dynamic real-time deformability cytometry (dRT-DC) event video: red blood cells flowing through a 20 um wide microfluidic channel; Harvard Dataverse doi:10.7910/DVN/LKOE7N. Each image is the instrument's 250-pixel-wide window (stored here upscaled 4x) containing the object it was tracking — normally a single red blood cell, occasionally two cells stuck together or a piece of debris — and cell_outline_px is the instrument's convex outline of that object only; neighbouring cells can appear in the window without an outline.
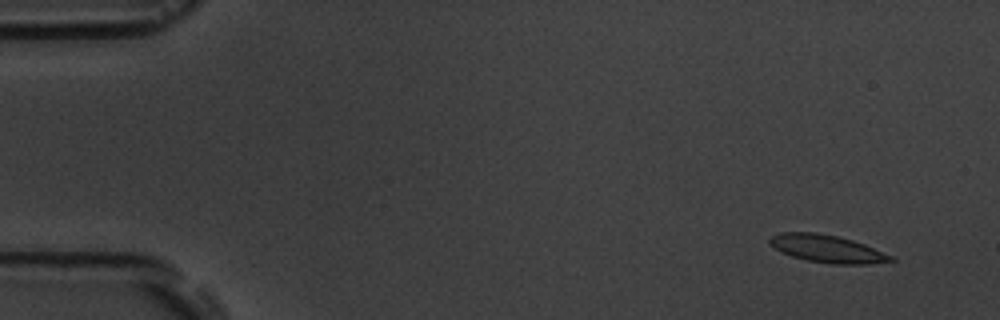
{"species": "common noctule bat (a hibernating species)", "species_latin": "Nyctalus noctula", "temperature_condition": "room temperature", "stored_images_in_passage": 9, "camera_frame_rate_fps": 3000, "um_per_image_px": 0.085, "animal": {"sex": "male", "body_mass_g": 19.5, "forearm_length_mm": 54.6}, "frame": {"image": 1, "passage_image": 1, "time_ms": 0.0, "image_size_px": [1000, 320], "cell_outline_px": [[896, 260], [868, 264], [832, 264], [808, 260], [792, 256], [780, 252], [768, 240], [772, 236], [780, 232], [816, 232], [836, 236], [852, 240], [864, 244], [892, 256]], "centroid_in_image_um": [70.3, 21.14], "position_along_channel_um": 14.7, "area_um2": 19.19}}
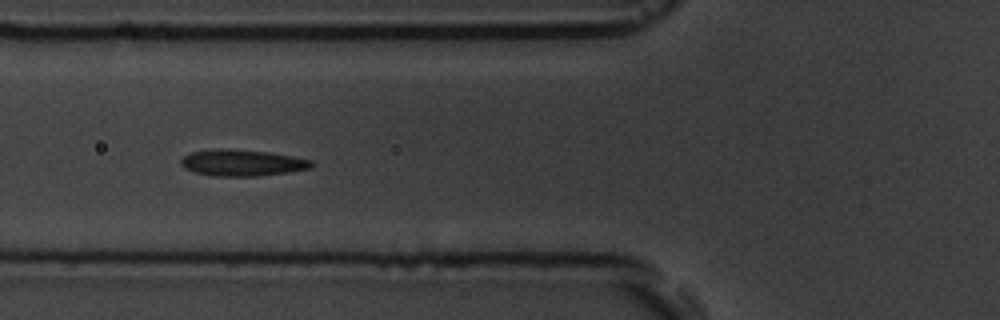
{"frame": {"image": 2, "passage_image": 6, "time_ms": 5.667, "image_size_px": [1000, 320], "cell_outline_px": [[316, 164], [312, 168], [288, 172], [256, 176], [216, 176], [192, 172], [184, 168], [180, 164], [180, 160], [188, 152], [268, 152], [292, 156], [312, 160]], "centroid_in_image_um": [20.65, 13.9], "position_along_channel_um": 105.1, "area_um2": 19.07}}
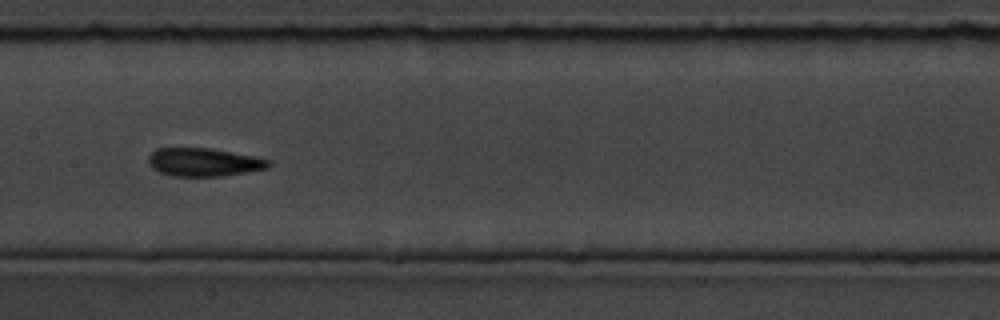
{"frame": {"image": 3, "passage_image": 8, "time_ms": 8.0, "image_size_px": [1000, 320], "cell_outline_px": [[272, 164], [268, 168], [248, 172], [220, 176], [172, 176], [160, 172], [152, 168], [148, 164], [148, 156], [156, 148], [212, 148], [272, 160]], "centroid_in_image_um": [17.32, 13.78], "position_along_channel_um": 190.1, "area_um2": 19.88}}